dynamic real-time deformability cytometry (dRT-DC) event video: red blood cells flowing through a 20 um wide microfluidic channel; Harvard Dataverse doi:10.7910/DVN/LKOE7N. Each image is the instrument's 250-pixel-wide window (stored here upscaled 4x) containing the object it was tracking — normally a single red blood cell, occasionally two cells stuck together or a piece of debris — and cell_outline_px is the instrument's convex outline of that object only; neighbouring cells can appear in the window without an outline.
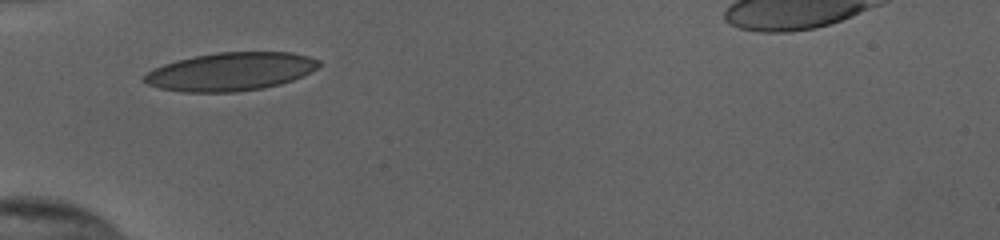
{"species": "human", "species_latin": "Homo sapiens", "temperature_condition": "cold", "stored_images_in_passage": 27, "camera_frame_rate_fps": 3000, "um_per_image_px": 0.085, "donor": {"sex": "female"}, "frame": {"image": 1, "passage_image": 1, "time_ms": 0.0, "image_size_px": [1000, 240], "cell_outline_px": [[320, 64], [312, 72], [292, 80], [280, 84], [264, 88], [236, 92], [184, 92], [160, 88], [148, 84], [140, 80], [148, 72], [164, 64], [176, 60], [216, 52], [292, 52], [308, 56], [320, 60]], "centroid_in_image_um": [19.62, 6.09], "position_along_channel_um": 65.4, "area_um2": 38.9}}
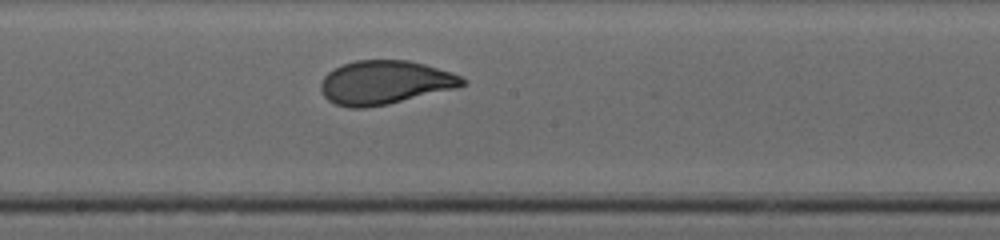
{"frame": {"image": 2, "passage_image": 13, "time_ms": 4.0, "image_size_px": [1000, 240], "cell_outline_px": [[468, 84], [456, 88], [388, 104], [364, 108], [348, 108], [336, 104], [328, 100], [324, 96], [320, 88], [320, 84], [324, 76], [328, 72], [344, 64], [356, 60], [408, 60], [424, 64], [452, 72], [468, 80]], "centroid_in_image_um": [32.73, 7.01], "position_along_channel_um": 215.5, "area_um2": 36.13}}
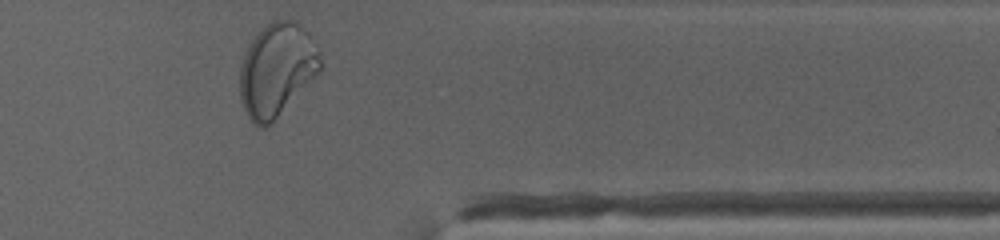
{"frame": {"image": 3, "passage_image": 27, "time_ms": 8.667, "image_size_px": [1000, 240], "cell_outline_px": [[320, 72], [264, 128], [260, 128], [252, 124], [240, 100], [240, 68], [244, 56], [252, 40], [264, 24], [276, 20], [292, 20], [300, 24], [308, 32], [320, 48]], "centroid_in_image_um": [23.53, 5.89], "position_along_channel_um": 387.9, "area_um2": 43.23}, "authors_computed_cell_mechanics": {"area_um2": 36.3562, "velocity_mm_per_s": 3.856, "shape_relaxation_time_tau1_ms": 7.0355, "shape_relaxation_time_tau2_ms": null, "deformation_change_tau1": 0.2231, "deformation_change_tau2": null}}